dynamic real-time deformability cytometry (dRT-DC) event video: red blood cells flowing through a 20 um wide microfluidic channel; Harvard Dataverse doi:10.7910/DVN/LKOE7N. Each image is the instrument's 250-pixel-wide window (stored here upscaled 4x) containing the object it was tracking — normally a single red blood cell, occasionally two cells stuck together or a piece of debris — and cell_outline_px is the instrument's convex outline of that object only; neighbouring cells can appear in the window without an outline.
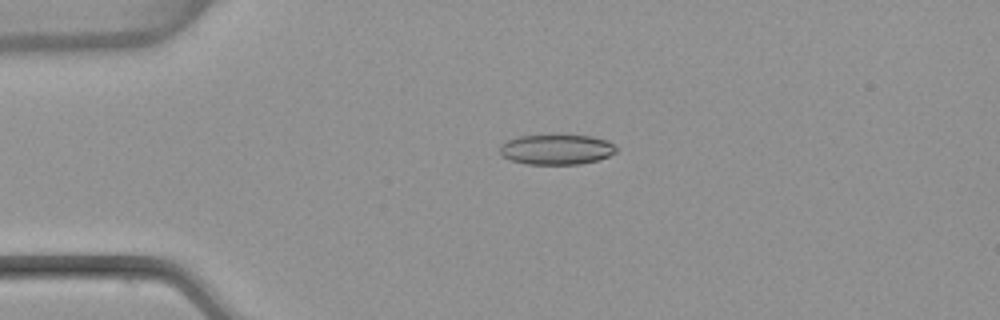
{"species": "common noctule bat (a hibernating species)", "species_latin": "Nyctalus noctula", "temperature_condition": "warm", "stored_images_in_passage": 43, "camera_frame_rate_fps": 3000, "um_per_image_px": 0.085, "animal": {"sex": "female", "body_mass_g": 22.7, "forearm_length_mm": 54.2}, "frame": {"image": 1, "passage_image": 2, "time_ms": 0.333, "image_size_px": [1000, 320], "cell_outline_px": [[616, 152], [608, 156], [596, 160], [580, 164], [528, 164], [512, 160], [504, 156], [500, 152], [500, 144], [504, 140], [520, 136], [552, 132], [592, 136], [608, 140], [616, 148]], "centroid_in_image_um": [47.28, 12.64], "position_along_channel_um": 37.7, "area_um2": 21.21}}
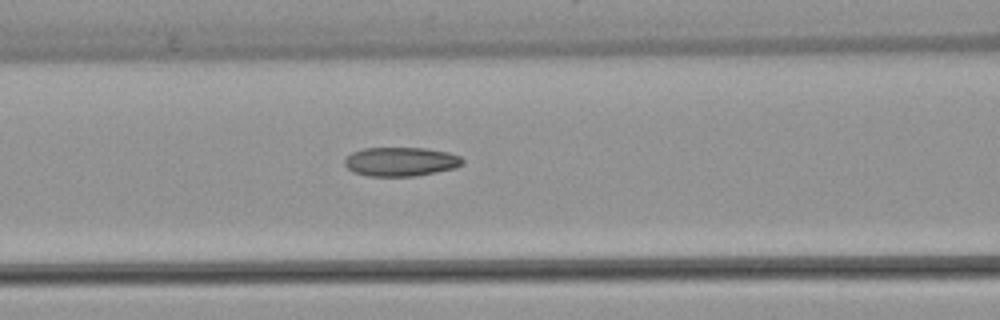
{"frame": {"image": 2, "passage_image": 12, "time_ms": 3.667, "image_size_px": [1000, 320], "cell_outline_px": [[464, 164], [456, 168], [416, 176], [368, 176], [352, 172], [344, 164], [344, 160], [352, 152], [364, 148], [428, 148], [448, 152], [460, 156], [464, 160]], "centroid_in_image_um": [34.09, 13.74], "position_along_channel_um": 132.5, "area_um2": 20.11}}
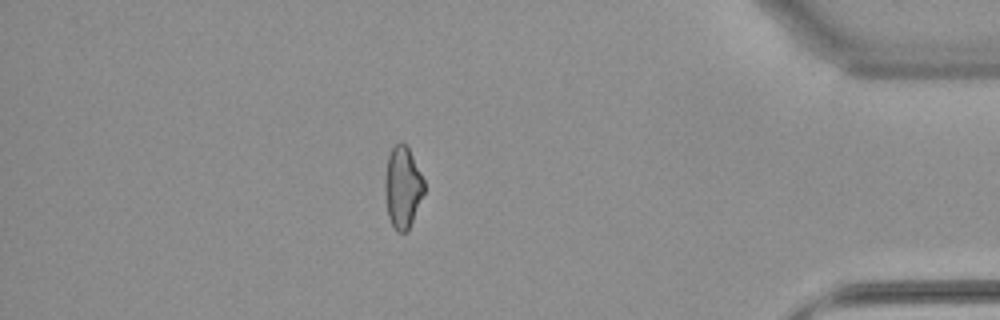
{"frame": {"image": 3, "passage_image": 36, "time_ms": 11.667, "image_size_px": [1000, 320], "cell_outline_px": [[424, 192], [412, 220], [408, 228], [404, 232], [396, 232], [388, 216], [384, 192], [384, 180], [388, 156], [392, 148], [400, 140], [408, 148], [424, 180]], "centroid_in_image_um": [34.2, 15.91], "position_along_channel_um": 401.0, "area_um2": 18.38}, "authors_computed_cell_mechanics": {"area_um2": 19.7098, "velocity_mm_per_s": 3.8599, "shape_relaxation_time_tau1_ms": null, "shape_relaxation_time_tau2_ms": 4.8101, "deformation_change_tau1": null, "deformation_change_tau2": 0.12}}